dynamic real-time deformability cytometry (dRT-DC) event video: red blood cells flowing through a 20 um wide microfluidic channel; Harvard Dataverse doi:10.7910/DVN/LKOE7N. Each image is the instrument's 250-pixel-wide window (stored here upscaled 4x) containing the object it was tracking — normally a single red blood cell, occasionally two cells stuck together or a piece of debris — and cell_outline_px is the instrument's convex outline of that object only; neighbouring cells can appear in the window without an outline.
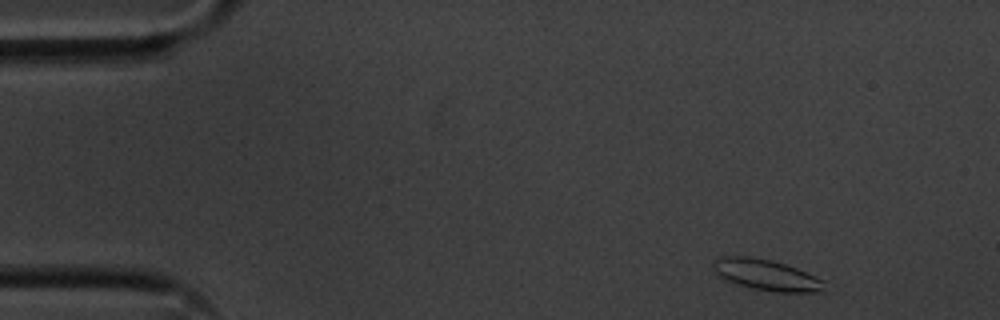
{"species": "common noctule bat (a hibernating species)", "species_latin": "Nyctalus noctula", "temperature_condition": "cold", "stored_images_in_passage": 53, "camera_frame_rate_fps": 3000, "um_per_image_px": 0.085, "animal": {"sex": "male", "body_mass_g": 20.1, "forearm_length_mm": 53.5}, "frame": {"image": 1, "passage_image": 3, "time_ms": 0.667, "image_size_px": [1000, 320], "cell_outline_px": [[824, 292], [780, 292], [752, 288], [736, 284], [720, 276], [716, 272], [712, 264], [720, 256], [752, 256], [772, 260], [796, 268], [824, 280]], "centroid_in_image_um": [65.15, 23.36], "position_along_channel_um": 19.8, "area_um2": 19.88}}
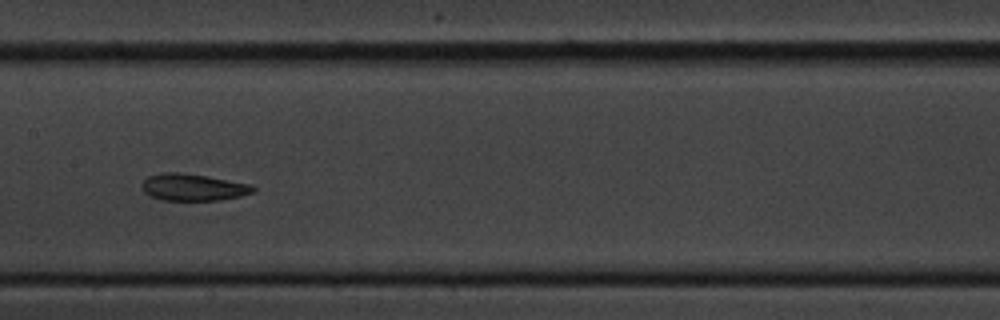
{"frame": {"image": 2, "passage_image": 25, "time_ms": 8.0, "image_size_px": [1000, 320], "cell_outline_px": [[256, 192], [240, 196], [220, 200], [164, 200], [148, 196], [144, 192], [140, 184], [148, 176], [160, 172], [180, 172], [208, 176], [252, 184], [256, 188]], "centroid_in_image_um": [16.41, 15.91], "position_along_channel_um": 191.0, "area_um2": 17.74}}
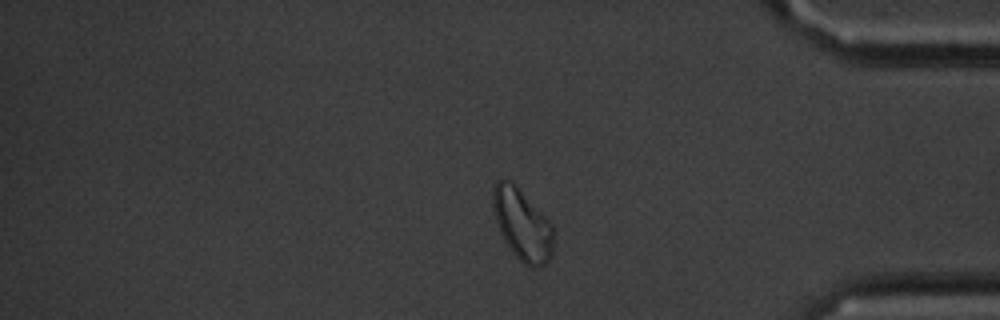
{"frame": {"image": 3, "passage_image": 44, "time_ms": 14.333, "image_size_px": [1000, 320], "cell_outline_px": [[556, 232], [552, 256], [544, 264], [536, 268], [528, 268], [508, 248], [500, 232], [492, 208], [492, 188], [496, 180], [500, 176], [512, 180], [516, 184], [556, 228]], "centroid_in_image_um": [44.4, 19.06], "position_along_channel_um": 390.8, "area_um2": 26.13}, "authors_computed_cell_mechanics": {"area_um2": 18.785, "velocity_mm_per_s": 3.5156, "shape_relaxation_time_tau1_ms": 3.6515, "shape_relaxation_time_tau2_ms": 3.0323, "deformation_change_tau1": 0.1103, "deformation_change_tau2": 0.103}}